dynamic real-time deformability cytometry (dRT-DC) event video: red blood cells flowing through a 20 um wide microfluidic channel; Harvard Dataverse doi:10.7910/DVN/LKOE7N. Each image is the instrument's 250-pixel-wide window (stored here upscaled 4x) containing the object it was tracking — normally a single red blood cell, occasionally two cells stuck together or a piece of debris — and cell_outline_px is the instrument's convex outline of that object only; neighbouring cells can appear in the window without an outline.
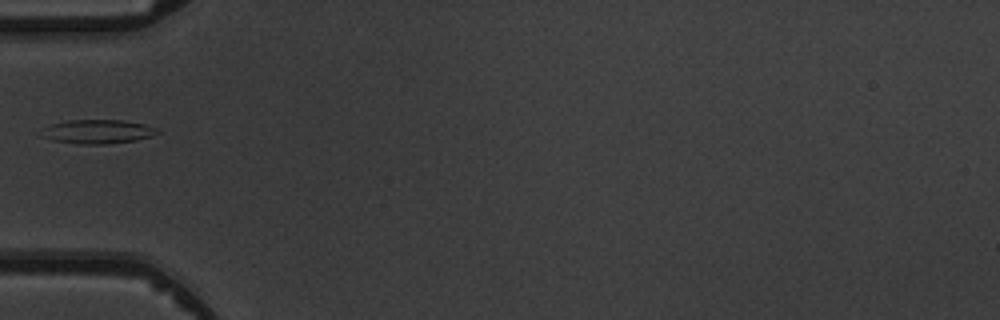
{"species": "common noctule bat (a hibernating species)", "species_latin": "Nyctalus noctula", "temperature_condition": "warm", "stored_images_in_passage": 1, "camera_frame_rate_fps": 3000, "um_per_image_px": 0.085, "animal": {"sex": "male", "body_mass_g": 19.5, "forearm_length_mm": 54.6}, "frame": {"image": 1, "passage_image": 1, "time_ms": 0.0, "image_size_px": [1000, 320], "cell_outline_px": [[160, 132], [152, 136], [136, 140], [104, 144], [80, 144], [52, 140], [40, 136], [44, 128], [52, 124], [68, 120], [124, 120], [144, 124], [156, 128]], "centroid_in_image_um": [8.31, 11.18], "position_along_channel_um": 76.7, "area_um2": 16.13}}